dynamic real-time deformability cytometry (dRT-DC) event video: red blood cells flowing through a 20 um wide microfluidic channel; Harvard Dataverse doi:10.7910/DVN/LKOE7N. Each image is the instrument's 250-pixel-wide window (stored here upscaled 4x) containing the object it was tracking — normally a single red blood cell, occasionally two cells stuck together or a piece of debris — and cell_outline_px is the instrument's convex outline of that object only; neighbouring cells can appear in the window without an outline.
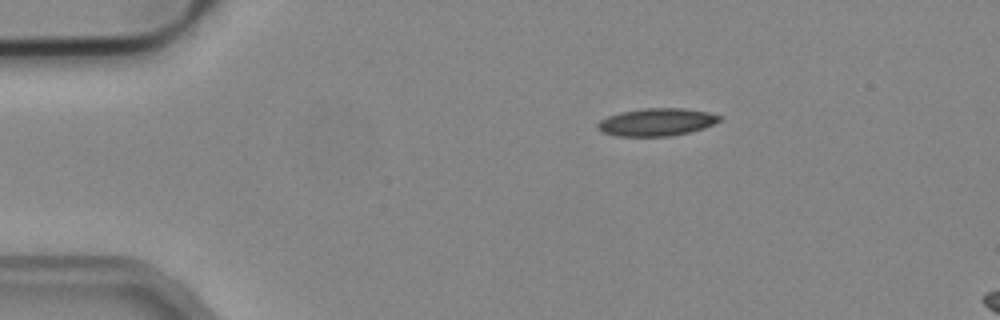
{"species": "common noctule bat (a hibernating species)", "species_latin": "Nyctalus noctula", "temperature_condition": "cold", "stored_images_in_passage": 6, "camera_frame_rate_fps": 3000, "um_per_image_px": 0.085, "animal": {"sex": "male", "body_mass_g": 19.2, "forearm_length_mm": 51.8}, "frame": {"image": 1, "passage_image": 1, "time_ms": 0.0, "image_size_px": [1000, 320], "cell_outline_px": [[724, 116], [720, 120], [704, 128], [672, 136], [616, 136], [604, 132], [596, 128], [596, 124], [600, 120], [608, 116], [620, 112], [644, 108], [684, 108], [708, 112]], "centroid_in_image_um": [55.81, 10.37], "position_along_channel_um": 29.2, "area_um2": 19.65}}